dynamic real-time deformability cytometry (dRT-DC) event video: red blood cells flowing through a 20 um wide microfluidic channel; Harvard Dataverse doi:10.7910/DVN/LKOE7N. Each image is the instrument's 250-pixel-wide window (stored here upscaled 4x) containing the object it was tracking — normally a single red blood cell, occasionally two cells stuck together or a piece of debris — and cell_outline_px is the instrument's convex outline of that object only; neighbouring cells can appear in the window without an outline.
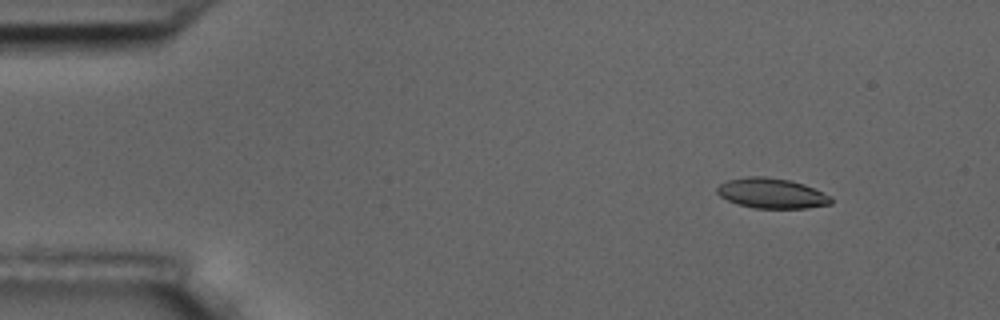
{"species": "common noctule bat (a hibernating species)", "species_latin": "Nyctalus noctula", "temperature_condition": "room temperature", "stored_images_in_passage": 9, "camera_frame_rate_fps": 3000, "um_per_image_px": 0.085, "animal": {"sex": "male", "body_mass_g": 17.5, "forearm_length_mm": 52.3}, "frame": {"image": 1, "passage_image": 1, "time_ms": 0.0, "image_size_px": [1000, 320], "cell_outline_px": [[832, 204], [804, 208], [756, 208], [740, 204], [728, 200], [720, 196], [716, 192], [716, 188], [720, 184], [728, 180], [748, 176], [764, 176], [788, 180], [804, 184], [832, 196]], "centroid_in_image_um": [65.6, 16.42], "position_along_channel_um": 19.4, "area_um2": 19.88}}